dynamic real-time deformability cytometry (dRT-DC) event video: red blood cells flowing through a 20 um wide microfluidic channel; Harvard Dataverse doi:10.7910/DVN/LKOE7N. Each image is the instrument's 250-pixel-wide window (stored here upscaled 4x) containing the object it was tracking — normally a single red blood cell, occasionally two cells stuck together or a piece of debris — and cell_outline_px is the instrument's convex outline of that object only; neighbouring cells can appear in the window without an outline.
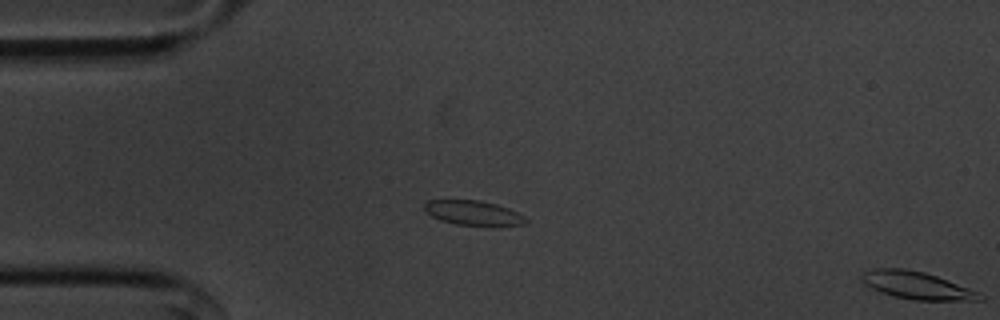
{"species": "common noctule bat (a hibernating species)", "species_latin": "Nyctalus noctula", "temperature_condition": "cold", "stored_images_in_passage": 13, "segment_of_instrument_passage": [2, 2], "camera_frame_rate_fps": 3000, "um_per_image_px": 0.085, "animal": {"sex": "male", "body_mass_g": 20.1, "forearm_length_mm": 53.5}, "frame": {"image": 1, "passage_image": 13, "time_ms": 4.0, "image_size_px": [1000, 320], "cell_outline_px": [[984, 300], [912, 300], [892, 296], [880, 292], [872, 288], [864, 280], [864, 272], [872, 268], [904, 268], [924, 272], [936, 276], [968, 288], [984, 296]], "centroid_in_image_um": [77.94, 24.26], "position_along_channel_um": 7.1, "area_um2": 18.5}}